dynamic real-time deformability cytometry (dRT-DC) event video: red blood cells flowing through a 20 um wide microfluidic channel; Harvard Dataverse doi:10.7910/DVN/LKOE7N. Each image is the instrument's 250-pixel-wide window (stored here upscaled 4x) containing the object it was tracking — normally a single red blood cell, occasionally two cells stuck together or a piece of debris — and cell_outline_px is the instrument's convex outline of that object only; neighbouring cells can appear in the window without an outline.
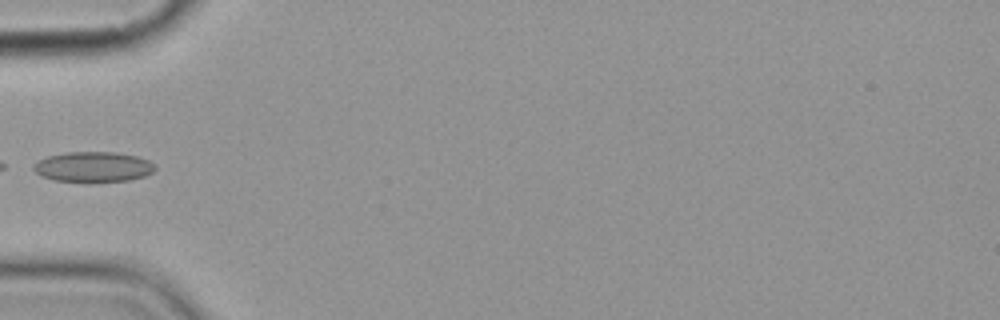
{"species": "common noctule bat (a hibernating species)", "species_latin": "Nyctalus noctula", "temperature_condition": "cold", "stored_images_in_passage": 5, "camera_frame_rate_fps": 3000, "um_per_image_px": 0.085, "animal": {"sex": "female", "body_mass_g": 19.9}, "frame": {"image": 1, "passage_image": 5, "time_ms": 5.333, "image_size_px": [1000, 320], "cell_outline_px": [[156, 168], [152, 172], [144, 176], [128, 180], [56, 180], [40, 176], [32, 168], [32, 164], [48, 156], [64, 152], [116, 152], [136, 156], [148, 160], [156, 164]], "centroid_in_image_um": [7.92, 14.15], "position_along_channel_um": 77.1, "area_um2": 20.98}}